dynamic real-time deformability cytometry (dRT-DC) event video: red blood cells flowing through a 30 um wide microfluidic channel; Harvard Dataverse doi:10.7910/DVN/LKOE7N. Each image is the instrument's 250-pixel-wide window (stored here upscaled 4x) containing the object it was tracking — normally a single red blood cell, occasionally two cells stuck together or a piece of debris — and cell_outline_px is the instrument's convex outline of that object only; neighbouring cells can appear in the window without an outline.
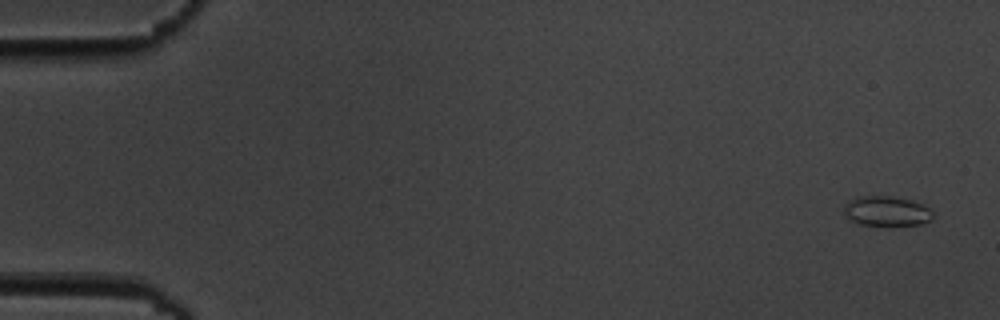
{"species": "common noctule bat (a hibernating species)", "species_latin": "Nyctalus noctula", "temperature_condition": "cold", "stored_images_in_passage": 10, "camera_frame_rate_fps": 3000, "um_per_image_px": 0.085, "animal": {"sex": "male", "body_mass_g": 19.5, "forearm_length_mm": 54.6}, "frame": {"image": 1, "passage_image": 1, "time_ms": 0.0, "image_size_px": [1000, 320], "cell_outline_px": [[932, 220], [920, 224], [888, 228], [860, 224], [844, 216], [844, 204], [848, 200], [856, 196], [888, 196], [908, 200], [920, 204], [928, 208], [932, 212]], "centroid_in_image_um": [75.31, 17.99], "position_along_channel_um": 9.7, "area_um2": 15.95}}
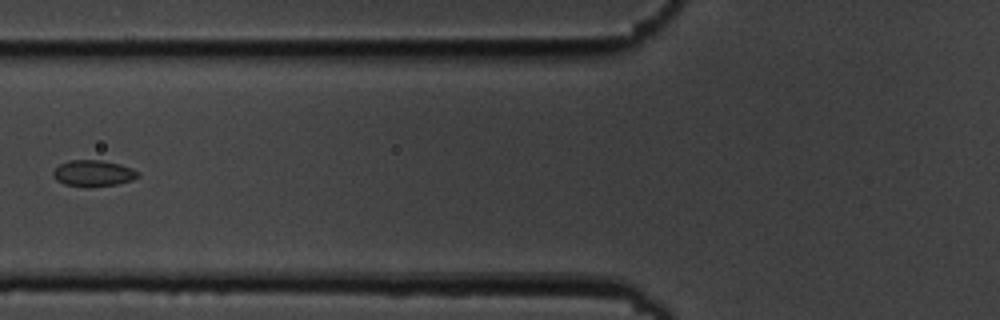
{"frame": {"image": 2, "passage_image": 7, "time_ms": 7.0, "image_size_px": [1000, 320], "cell_outline_px": [[140, 176], [132, 180], [116, 184], [88, 188], [64, 184], [56, 180], [52, 176], [52, 172], [60, 164], [68, 160], [100, 160], [120, 164], [132, 168], [140, 172]], "centroid_in_image_um": [7.93, 14.74], "position_along_channel_um": 117.9, "area_um2": 13.18}}
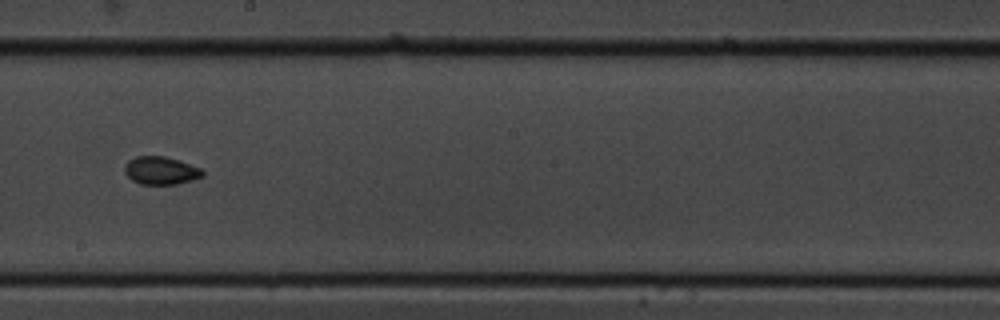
{"frame": {"image": 3, "passage_image": 10, "time_ms": 10.333, "image_size_px": [1000, 320], "cell_outline_px": [[204, 176], [192, 180], [176, 184], [140, 184], [132, 180], [124, 172], [124, 164], [128, 160], [136, 156], [164, 156], [200, 168], [204, 172]], "centroid_in_image_um": [13.63, 14.5], "position_along_channel_um": 234.6, "area_um2": 12.6}}